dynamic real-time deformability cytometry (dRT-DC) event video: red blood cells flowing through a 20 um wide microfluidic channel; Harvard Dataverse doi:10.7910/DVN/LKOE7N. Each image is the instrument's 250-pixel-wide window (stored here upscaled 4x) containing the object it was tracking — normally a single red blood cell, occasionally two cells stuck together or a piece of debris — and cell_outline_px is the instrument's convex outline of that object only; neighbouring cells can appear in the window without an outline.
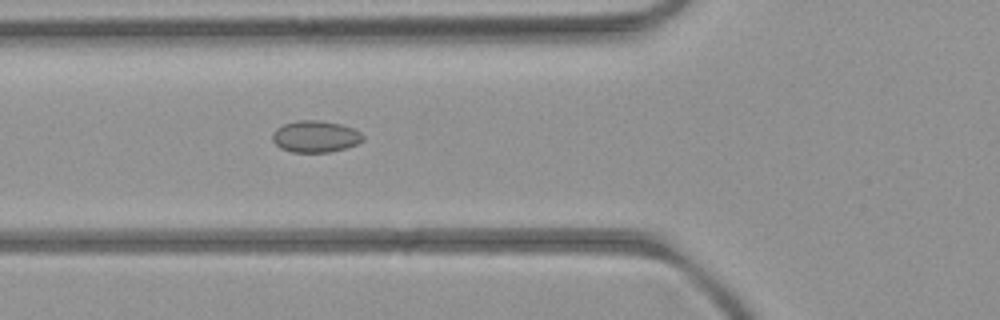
{"species": "common noctule bat (a hibernating species)", "species_latin": "Nyctalus noctula", "temperature_condition": "room temperature", "stored_images_in_passage": 5, "camera_frame_rate_fps": 3000, "um_per_image_px": 0.085, "animal": {"sex": "female", "body_mass_g": 21.9}, "frame": {"image": 1, "passage_image": 5, "time_ms": 5.333, "image_size_px": [1000, 320], "cell_outline_px": [[364, 140], [356, 144], [344, 148], [328, 152], [292, 152], [280, 148], [272, 140], [272, 132], [276, 128], [284, 124], [296, 120], [316, 120], [340, 124], [352, 128], [360, 132], [364, 136]], "centroid_in_image_um": [26.78, 11.6], "position_along_channel_um": 99.0, "area_um2": 16.65}}